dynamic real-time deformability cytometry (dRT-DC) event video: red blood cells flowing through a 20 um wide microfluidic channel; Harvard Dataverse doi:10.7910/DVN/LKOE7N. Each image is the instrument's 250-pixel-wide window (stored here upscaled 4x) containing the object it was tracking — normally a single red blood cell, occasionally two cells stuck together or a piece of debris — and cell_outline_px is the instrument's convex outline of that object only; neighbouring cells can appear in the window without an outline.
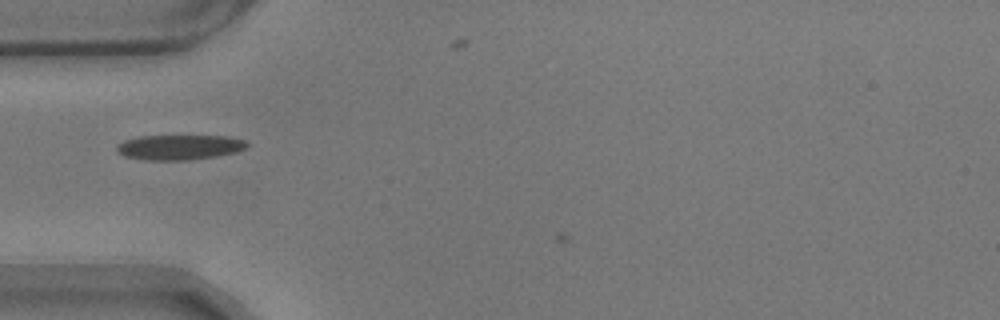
{"species": "common noctule bat (a hibernating species)", "species_latin": "Nyctalus noctula", "temperature_condition": "warm", "stored_images_in_passage": 5, "camera_frame_rate_fps": 3000, "um_per_image_px": 0.085, "animal": {"sex": "male", "body_mass_g": 17.9}, "frame": {"image": 1, "passage_image": 3, "time_ms": 0.667, "image_size_px": [1000, 320], "cell_outline_px": [[248, 144], [244, 148], [236, 152], [216, 156], [184, 160], [148, 160], [124, 156], [116, 152], [116, 144], [124, 140], [136, 136], [228, 136], [244, 140]], "centroid_in_image_um": [15.18, 12.51], "position_along_channel_um": 69.8, "area_um2": 18.96}}